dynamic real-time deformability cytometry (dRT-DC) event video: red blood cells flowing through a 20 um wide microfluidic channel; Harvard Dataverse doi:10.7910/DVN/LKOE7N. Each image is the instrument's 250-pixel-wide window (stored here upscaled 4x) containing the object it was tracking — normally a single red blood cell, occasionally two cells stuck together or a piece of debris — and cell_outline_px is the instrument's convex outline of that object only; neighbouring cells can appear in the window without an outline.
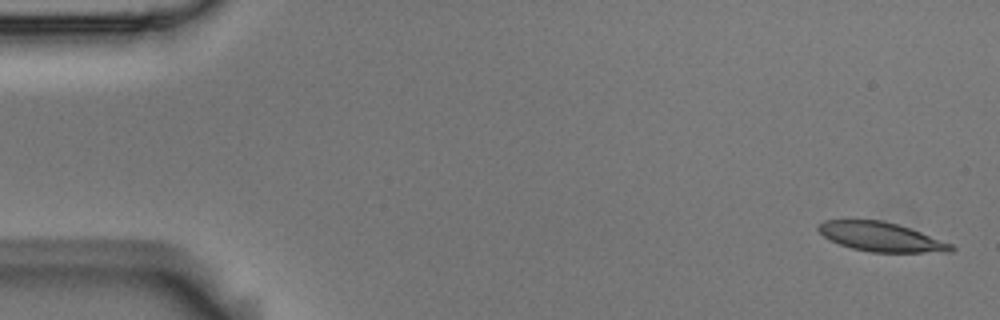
{"species": "Egyptian fruit bat (a non-hibernating species)", "species_latin": "Rousettus aegyptiacus", "temperature_condition": "room temperature", "stored_images_in_passage": 5, "camera_frame_rate_fps": 3000, "um_per_image_px": 0.085, "animal": {"sex": "male"}, "frame": {"image": 1, "passage_image": 1, "time_ms": 0.0, "image_size_px": [1000, 320], "cell_outline_px": [[956, 248], [952, 252], [872, 252], [852, 248], [840, 244], [824, 236], [816, 228], [824, 220], [880, 220], [896, 224], [920, 232], [952, 244]], "centroid_in_image_um": [74.9, 20.14], "position_along_channel_um": 10.1, "area_um2": 22.2}}
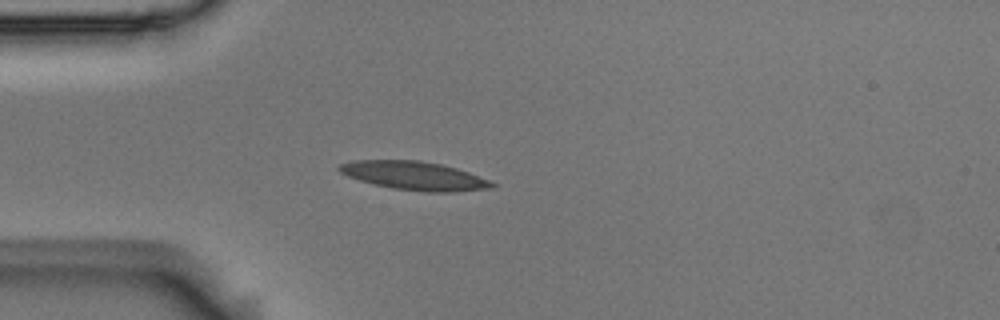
{"frame": {"image": 2, "passage_image": 4, "time_ms": 1.0, "image_size_px": [1000, 320], "cell_outline_px": [[496, 188], [452, 192], [428, 192], [392, 188], [360, 180], [348, 176], [340, 172], [336, 168], [340, 164], [352, 160], [420, 160], [440, 164], [456, 168], [468, 172], [488, 180], [496, 184]], "centroid_in_image_um": [35.23, 14.93], "position_along_channel_um": 49.8, "area_um2": 25.32}}